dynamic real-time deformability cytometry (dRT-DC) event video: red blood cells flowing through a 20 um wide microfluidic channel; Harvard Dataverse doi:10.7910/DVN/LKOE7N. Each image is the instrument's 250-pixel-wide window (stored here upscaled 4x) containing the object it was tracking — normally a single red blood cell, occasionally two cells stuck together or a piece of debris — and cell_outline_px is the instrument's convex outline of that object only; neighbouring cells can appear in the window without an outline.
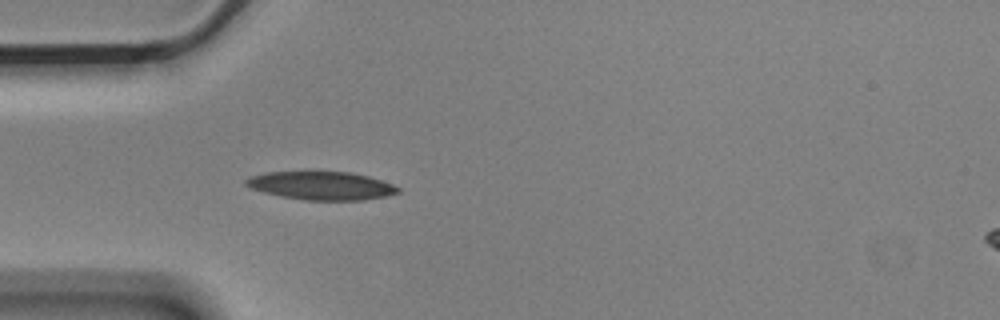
{"species": "Egyptian fruit bat (a non-hibernating species)", "species_latin": "Rousettus aegyptiacus", "temperature_condition": "cold", "stored_images_in_passage": 3, "camera_frame_rate_fps": 3000, "um_per_image_px": 0.085, "animal": {"sex": "male"}, "frame": {"image": 1, "passage_image": 3, "time_ms": 0.667, "image_size_px": [1000, 320], "cell_outline_px": [[400, 192], [384, 196], [364, 200], [304, 200], [280, 196], [264, 192], [252, 188], [244, 184], [244, 180], [248, 176], [264, 172], [352, 172], [368, 176], [392, 184], [400, 188]], "centroid_in_image_um": [27.28, 15.78], "position_along_channel_um": 57.7, "area_um2": 25.03}}